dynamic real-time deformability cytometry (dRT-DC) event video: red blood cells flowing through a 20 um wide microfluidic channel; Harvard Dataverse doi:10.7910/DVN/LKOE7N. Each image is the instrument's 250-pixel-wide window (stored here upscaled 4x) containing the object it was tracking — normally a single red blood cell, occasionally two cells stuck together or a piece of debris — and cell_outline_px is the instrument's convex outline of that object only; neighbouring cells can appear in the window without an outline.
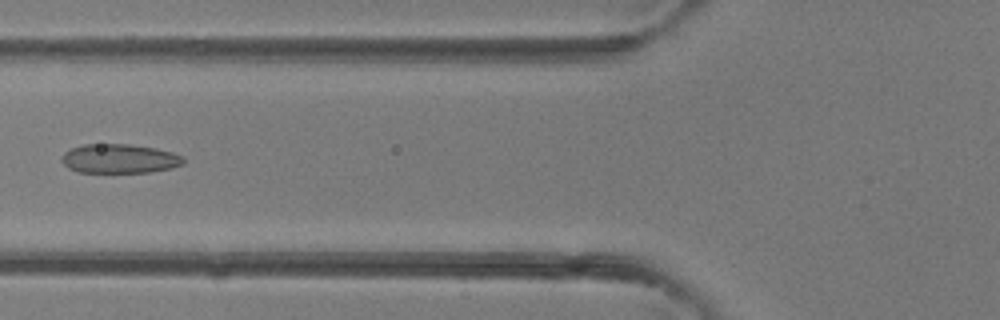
{"species": "common noctule bat (a hibernating species)", "species_latin": "Nyctalus noctula", "temperature_condition": "room temperature", "stored_images_in_passage": 32, "camera_frame_rate_fps": 3000, "um_per_image_px": 0.085, "animal": {"sex": "female"}, "frame": {"image": 1, "passage_image": 7, "time_ms": 2.0, "image_size_px": [1000, 320], "cell_outline_px": [[184, 164], [172, 168], [148, 172], [80, 172], [68, 168], [60, 160], [60, 156], [64, 152], [72, 148], [84, 144], [128, 144], [156, 148], [172, 152], [184, 156]], "centroid_in_image_um": [10.15, 13.48], "position_along_channel_um": 115.6, "area_um2": 20.81}}
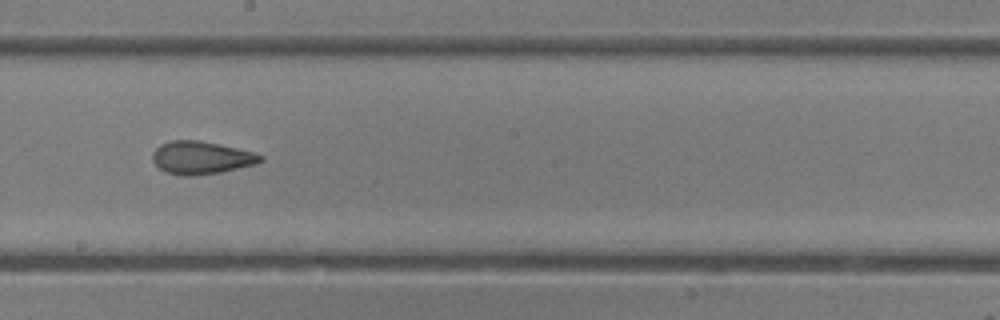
{"frame": {"image": 2, "passage_image": 14, "time_ms": 4.333, "image_size_px": [1000, 320], "cell_outline_px": [[264, 160], [256, 164], [220, 172], [192, 176], [180, 176], [168, 172], [160, 168], [152, 160], [152, 152], [160, 144], [172, 140], [200, 140], [236, 148], [252, 152], [264, 156]], "centroid_in_image_um": [17.09, 13.4], "position_along_channel_um": 231.1, "area_um2": 20.58}}
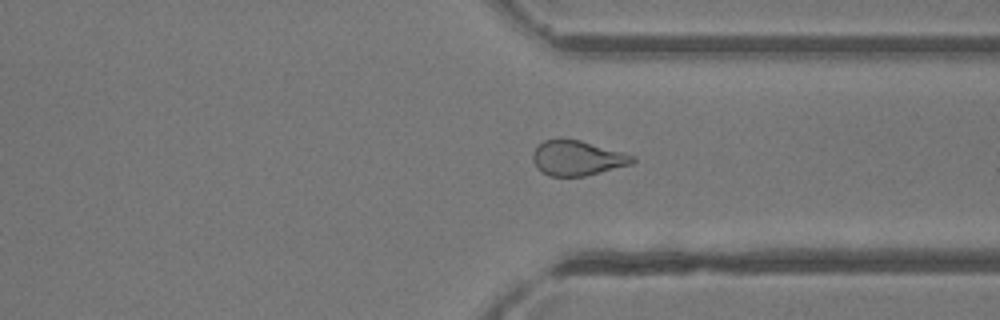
{"frame": {"image": 3, "passage_image": 22, "time_ms": 7.0, "image_size_px": [1000, 320], "cell_outline_px": [[636, 160], [632, 164], [584, 176], [548, 176], [540, 172], [536, 168], [532, 160], [532, 152], [544, 140], [580, 140], [636, 156]], "centroid_in_image_um": [49.05, 13.46], "position_along_channel_um": 362.3, "area_um2": 20.17}}